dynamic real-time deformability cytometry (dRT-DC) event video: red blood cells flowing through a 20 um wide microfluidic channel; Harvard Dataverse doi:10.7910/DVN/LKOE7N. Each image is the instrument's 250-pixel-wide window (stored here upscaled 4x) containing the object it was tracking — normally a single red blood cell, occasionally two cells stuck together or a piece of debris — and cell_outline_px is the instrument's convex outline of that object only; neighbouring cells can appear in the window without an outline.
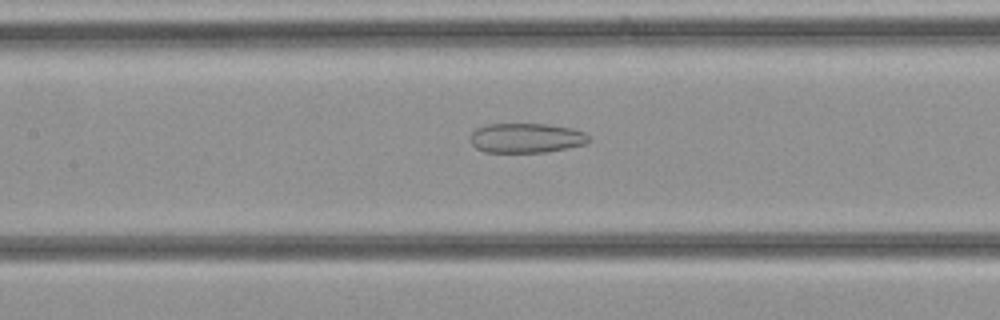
{"species": "common noctule bat (a hibernating species)", "species_latin": "Nyctalus noctula", "temperature_condition": "cold", "stored_images_in_passage": 28, "camera_frame_rate_fps": 3000, "um_per_image_px": 0.085, "animal": {"sex": "female", "body_mass_g": 21.9}, "frame": {"image": 1, "passage_image": 9, "time_ms": 2.667, "image_size_px": [1000, 320], "cell_outline_px": [[592, 140], [584, 144], [568, 148], [548, 152], [484, 152], [476, 148], [472, 144], [468, 136], [476, 128], [488, 124], [548, 124], [572, 128], [584, 132], [592, 136]], "centroid_in_image_um": [44.75, 11.73], "position_along_channel_um": 162.7, "area_um2": 20.81}}
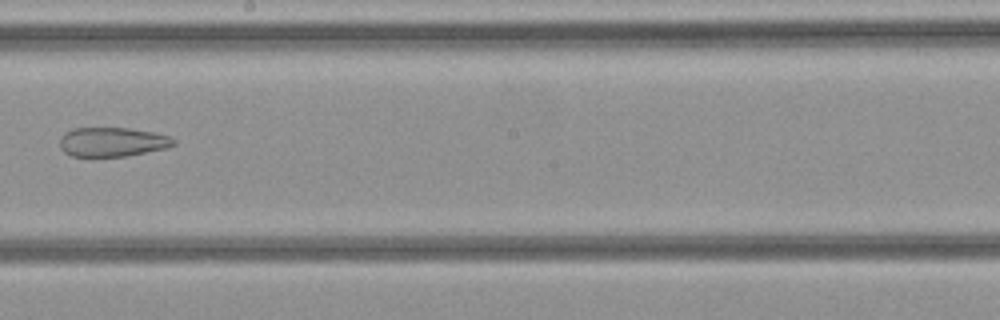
{"frame": {"image": 2, "passage_image": 13, "time_ms": 4.0, "image_size_px": [1000, 320], "cell_outline_px": [[176, 144], [168, 148], [124, 156], [72, 156], [64, 152], [60, 148], [60, 136], [64, 132], [72, 128], [128, 128], [152, 132], [168, 136], [176, 140]], "centroid_in_image_um": [9.53, 12.06], "position_along_channel_um": 238.7, "area_um2": 19.42}}